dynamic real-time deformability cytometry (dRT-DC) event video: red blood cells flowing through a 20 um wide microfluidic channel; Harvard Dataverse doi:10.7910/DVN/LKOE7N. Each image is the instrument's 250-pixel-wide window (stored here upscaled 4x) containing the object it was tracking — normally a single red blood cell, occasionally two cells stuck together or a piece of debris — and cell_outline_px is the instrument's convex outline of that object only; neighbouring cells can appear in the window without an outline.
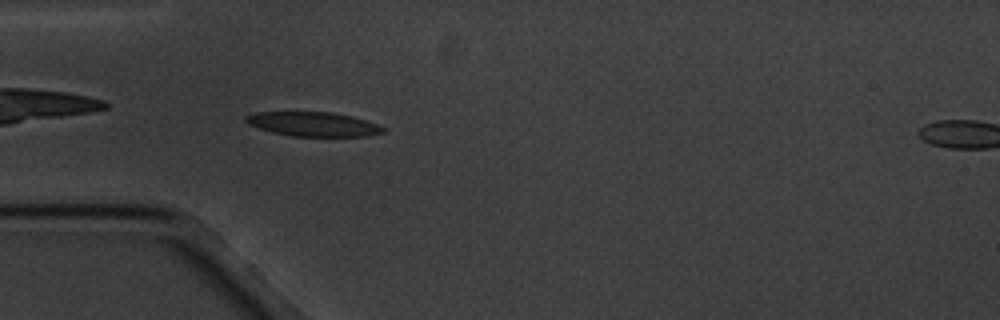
{"species": "common noctule bat (a hibernating species)", "species_latin": "Nyctalus noctula", "temperature_condition": "cold", "stored_images_in_passage": 2, "camera_frame_rate_fps": 3000, "um_per_image_px": 0.085, "animal": {"sex": "male", "body_mass_g": 20.1, "forearm_length_mm": 53.5}, "frame": {"image": 1, "passage_image": 1, "time_ms": 0.0, "image_size_px": [1000, 320], "cell_outline_px": [[388, 128], [384, 132], [368, 136], [292, 136], [272, 132], [248, 124], [244, 120], [244, 116], [256, 112], [332, 112], [352, 116]], "centroid_in_image_um": [26.63, 10.55], "position_along_channel_um": 58.4, "area_um2": 19.42}}